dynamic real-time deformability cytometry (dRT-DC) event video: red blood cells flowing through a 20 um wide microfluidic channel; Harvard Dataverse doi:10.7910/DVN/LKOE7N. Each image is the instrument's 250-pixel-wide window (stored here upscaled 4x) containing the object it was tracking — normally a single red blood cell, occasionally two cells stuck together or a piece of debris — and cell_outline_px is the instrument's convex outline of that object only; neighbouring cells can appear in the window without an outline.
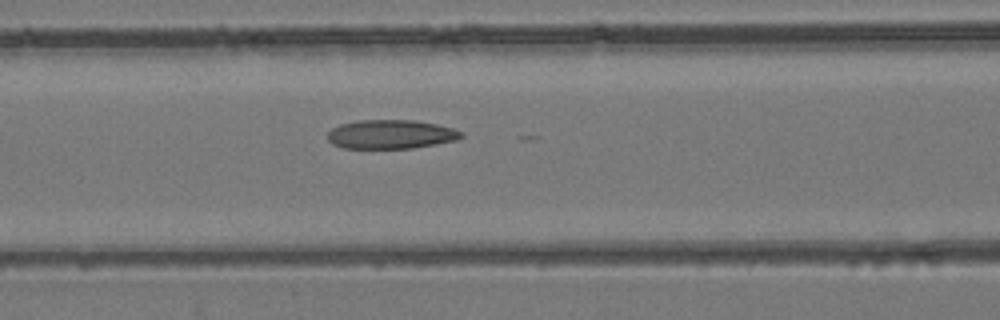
{"species": "common noctule bat (a hibernating species)", "species_latin": "Nyctalus noctula", "temperature_condition": "room temperature", "stored_images_in_passage": 14, "camera_frame_rate_fps": 3000, "um_per_image_px": 0.085, "animal": {"sex": "female", "body_mass_g": 24.6, "forearm_length_mm": 56.2}, "frame": {"image": 1, "passage_image": 10, "time_ms": 3.0, "image_size_px": [1000, 320], "cell_outline_px": [[464, 136], [456, 140], [436, 144], [412, 148], [344, 148], [332, 144], [328, 140], [328, 132], [332, 128], [340, 124], [360, 120], [416, 120], [436, 124], [452, 128], [464, 132]], "centroid_in_image_um": [33.23, 11.41], "position_along_channel_um": 133.4, "area_um2": 22.6}}
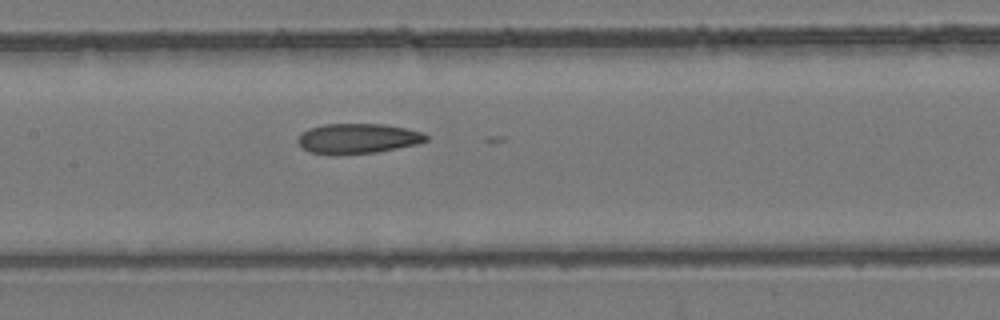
{"frame": {"image": 2, "passage_image": 13, "time_ms": 4.0, "image_size_px": [1000, 320], "cell_outline_px": [[428, 140], [416, 144], [376, 152], [336, 156], [328, 156], [308, 152], [296, 140], [300, 132], [308, 128], [324, 124], [384, 124], [424, 132], [428, 136]], "centroid_in_image_um": [30.35, 11.79], "position_along_channel_um": 177.1, "area_um2": 22.89}}